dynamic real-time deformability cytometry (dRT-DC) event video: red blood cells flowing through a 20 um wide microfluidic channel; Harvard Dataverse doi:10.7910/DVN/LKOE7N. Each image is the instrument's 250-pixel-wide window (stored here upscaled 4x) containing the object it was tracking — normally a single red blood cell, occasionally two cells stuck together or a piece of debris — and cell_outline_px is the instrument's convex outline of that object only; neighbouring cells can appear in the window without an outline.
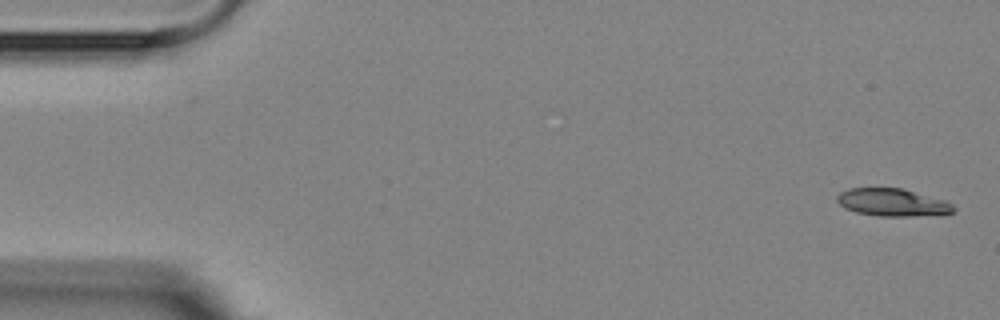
{"species": "Egyptian fruit bat (a non-hibernating species)", "species_latin": "Rousettus aegyptiacus", "temperature_condition": "room temperature", "stored_images_in_passage": 5, "camera_frame_rate_fps": 3000, "um_per_image_px": 0.085, "animal": {"sex": "female"}, "frame": {"image": 1, "passage_image": 1, "time_ms": 0.0, "image_size_px": [1000, 320], "cell_outline_px": [[956, 208], [952, 212], [912, 216], [880, 216], [856, 212], [844, 208], [836, 200], [836, 196], [840, 192], [848, 188], [904, 188], [944, 200], [952, 204]], "centroid_in_image_um": [75.81, 17.19], "position_along_channel_um": 9.2, "area_um2": 18.61}}
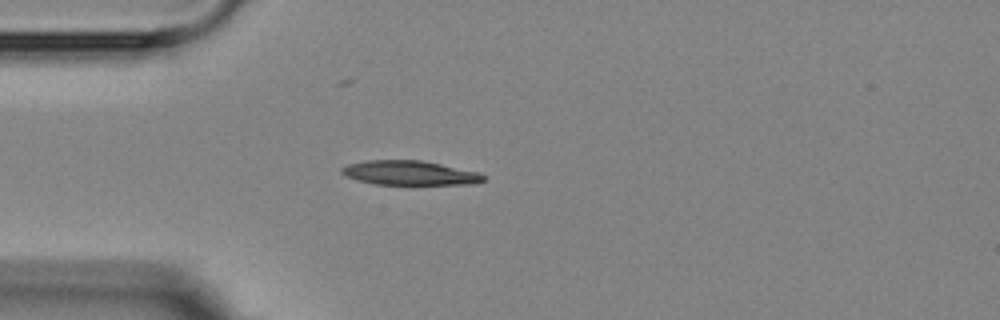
{"frame": {"image": 2, "passage_image": 4, "time_ms": 4.333, "image_size_px": [1000, 320], "cell_outline_px": [[488, 176], [484, 180], [472, 184], [412, 188], [376, 184], [356, 180], [344, 176], [340, 172], [340, 168], [348, 164], [368, 160], [420, 160], [480, 172]], "centroid_in_image_um": [34.87, 14.76], "position_along_channel_um": 50.1, "area_um2": 21.56}}